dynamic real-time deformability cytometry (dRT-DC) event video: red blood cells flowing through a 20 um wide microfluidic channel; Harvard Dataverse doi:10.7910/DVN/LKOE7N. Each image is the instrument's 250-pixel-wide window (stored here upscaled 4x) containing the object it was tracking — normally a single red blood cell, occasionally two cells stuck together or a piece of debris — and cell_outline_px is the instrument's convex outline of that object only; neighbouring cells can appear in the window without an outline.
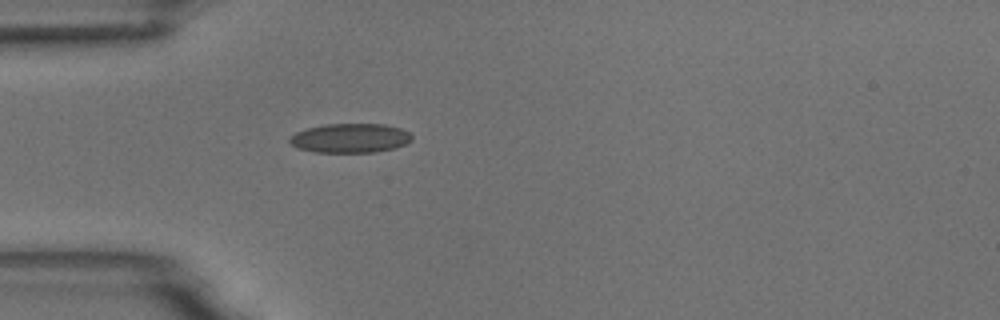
{"species": "common noctule bat (a hibernating species)", "species_latin": "Nyctalus noctula", "temperature_condition": "room temperature", "stored_images_in_passage": 1, "camera_frame_rate_fps": 3000, "um_per_image_px": 0.085, "animal": {"sex": "male", "body_mass_g": 18.8}, "frame": {"image": 1, "passage_image": 1, "time_ms": 0.0, "image_size_px": [1000, 320], "cell_outline_px": [[412, 140], [404, 144], [392, 148], [376, 152], [316, 152], [296, 148], [288, 140], [296, 132], [308, 128], [324, 124], [384, 124], [400, 128], [408, 132], [412, 136]], "centroid_in_image_um": [29.75, 11.74], "position_along_channel_um": 55.2, "area_um2": 20.69}}